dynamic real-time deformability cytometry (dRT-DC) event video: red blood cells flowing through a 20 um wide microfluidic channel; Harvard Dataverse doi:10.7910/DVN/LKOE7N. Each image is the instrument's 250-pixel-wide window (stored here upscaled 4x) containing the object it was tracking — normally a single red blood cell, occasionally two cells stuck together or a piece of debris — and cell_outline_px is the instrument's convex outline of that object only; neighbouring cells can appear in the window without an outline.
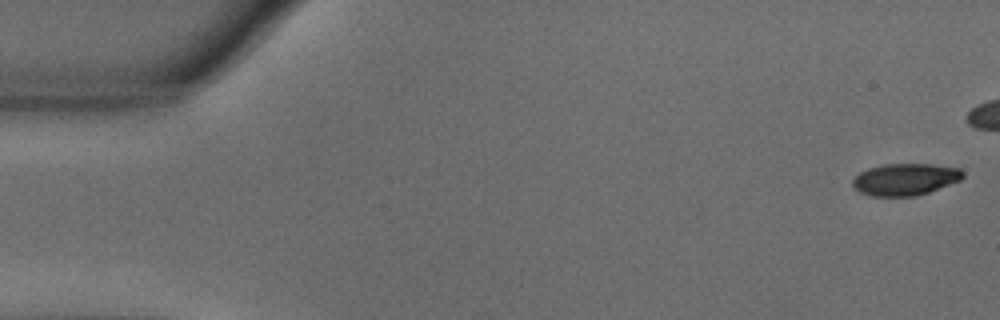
{"species": "common noctule bat (a hibernating species)", "species_latin": "Nyctalus noctula", "temperature_condition": "warm", "stored_images_in_passage": 44, "camera_frame_rate_fps": 3000, "um_per_image_px": 0.085, "animal": {"sex": "male", "body_mass_g": 18.8}, "frame": {"image": 1, "passage_image": 1, "time_ms": 0.0, "image_size_px": [1000, 320], "cell_outline_px": [[964, 176], [960, 180], [928, 192], [916, 196], [872, 196], [860, 192], [852, 184], [852, 180], [860, 172], [868, 168], [884, 164], [932, 164], [960, 168], [964, 172]], "centroid_in_image_um": [76.94, 15.24], "position_along_channel_um": 8.1, "area_um2": 20.4}}
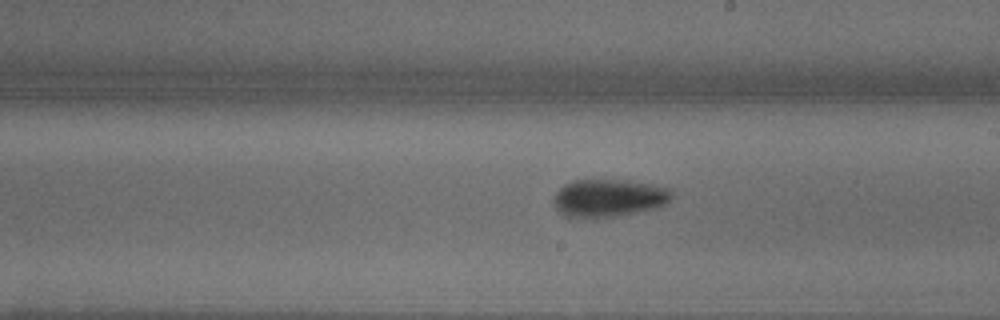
{"frame": {"image": 2, "passage_image": 31, "time_ms": 10.0, "image_size_px": [1000, 320], "cell_outline_px": [[672, 196], [664, 204], [656, 208], [616, 216], [564, 216], [556, 208], [552, 200], [552, 196], [564, 184], [572, 180], [628, 180], [656, 184], [668, 188], [672, 192]], "centroid_in_image_um": [51.73, 16.79], "position_along_channel_um": 237.3, "area_um2": 25.78}}
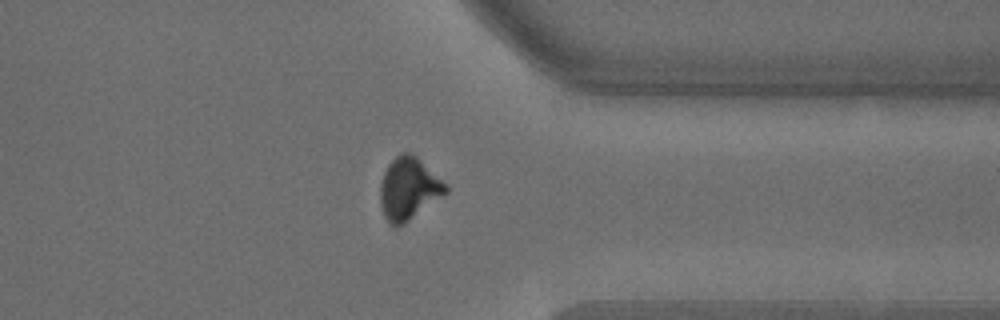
{"frame": {"image": 3, "passage_image": 43, "time_ms": 14.0, "image_size_px": [1000, 320], "cell_outline_px": [[448, 192], [404, 224], [396, 228], [384, 216], [380, 204], [380, 184], [384, 172], [388, 164], [400, 152], [408, 152], [416, 156], [448, 184]], "centroid_in_image_um": [34.74, 16.03], "position_along_channel_um": 376.7, "area_um2": 23.81}}